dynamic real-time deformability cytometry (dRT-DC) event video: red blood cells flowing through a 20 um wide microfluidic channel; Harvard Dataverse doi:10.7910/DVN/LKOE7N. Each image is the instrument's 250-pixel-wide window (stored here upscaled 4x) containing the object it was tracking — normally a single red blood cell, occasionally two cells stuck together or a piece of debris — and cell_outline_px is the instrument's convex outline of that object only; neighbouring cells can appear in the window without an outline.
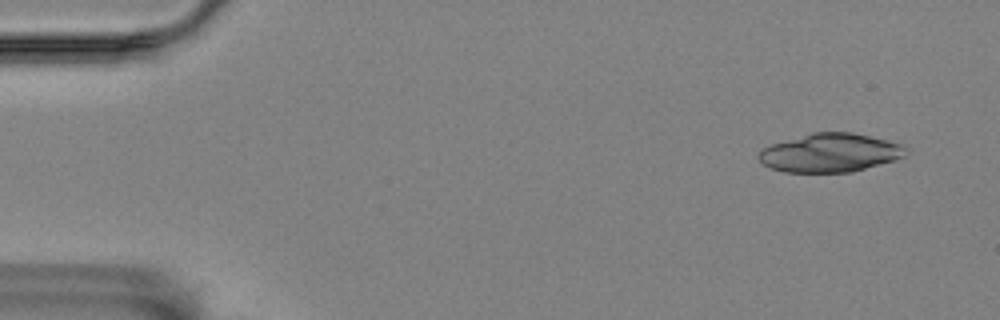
{"species": "Egyptian fruit bat (a non-hibernating species)", "species_latin": "Rousettus aegyptiacus", "temperature_condition": "room temperature", "stored_images_in_passage": 5, "segment_of_instrument_passage": [2, 2], "camera_frame_rate_fps": 3000, "um_per_image_px": 0.085, "animal": {"sex": "female"}, "frame": {"image": 1, "passage_image": 5, "time_ms": 4.667, "image_size_px": [1000, 320], "cell_outline_px": [[908, 152], [904, 156], [896, 160], [852, 172], [784, 172], [772, 168], [764, 164], [756, 156], [764, 148], [772, 144], [812, 132], [852, 132], [888, 140], [904, 144], [908, 148]], "centroid_in_image_um": [70.62, 12.98], "position_along_channel_um": 14.4, "area_um2": 33.18}}